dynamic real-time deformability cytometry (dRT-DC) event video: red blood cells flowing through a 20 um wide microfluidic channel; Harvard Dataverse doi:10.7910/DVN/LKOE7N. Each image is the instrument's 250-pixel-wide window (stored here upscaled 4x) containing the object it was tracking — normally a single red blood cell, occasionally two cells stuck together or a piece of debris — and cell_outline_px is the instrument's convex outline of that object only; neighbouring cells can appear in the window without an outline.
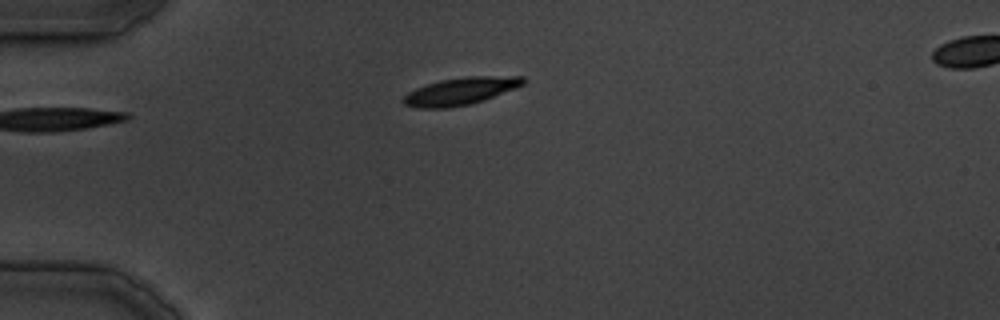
{"species": "common noctule bat (a hibernating species)", "species_latin": "Nyctalus noctula", "temperature_condition": "cold", "stored_images_in_passage": 29, "camera_frame_rate_fps": 3000, "um_per_image_px": 0.085, "animal": {"sex": "male", "body_mass_g": 19.5, "forearm_length_mm": 54.6}, "frame": {"image": 1, "passage_image": 1, "time_ms": 0.0, "image_size_px": [1000, 320], "cell_outline_px": [[528, 80], [524, 84], [516, 88], [484, 100], [468, 104], [448, 108], [420, 108], [404, 104], [400, 100], [408, 92], [416, 88], [440, 80], [464, 76], [524, 76]], "centroid_in_image_um": [39.17, 7.74], "position_along_channel_um": 45.8, "area_um2": 19.19}}
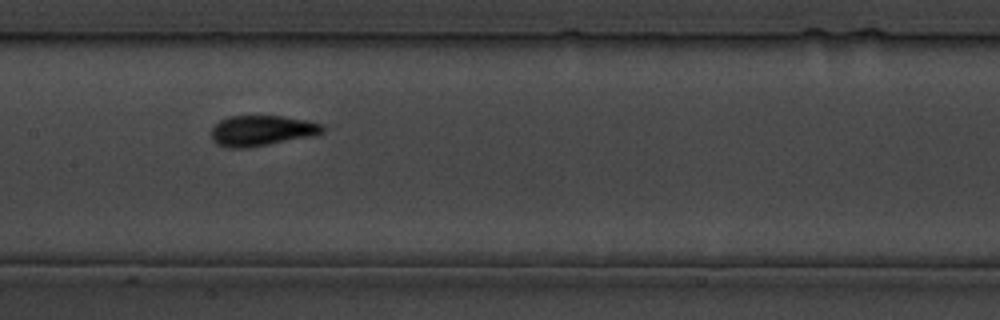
{"frame": {"image": 2, "passage_image": 9, "time_ms": 11.333, "image_size_px": [1000, 320], "cell_outline_px": [[324, 132], [316, 136], [248, 148], [228, 148], [216, 144], [212, 140], [212, 128], [220, 120], [232, 116], [284, 116], [308, 120], [324, 124]], "centroid_in_image_um": [22.31, 11.11], "position_along_channel_um": 185.1, "area_um2": 20.11}}
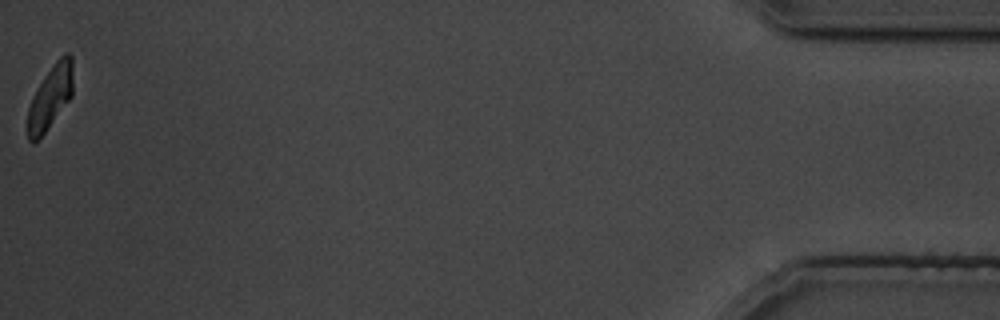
{"frame": {"image": 3, "passage_image": 29, "time_ms": 34.333, "image_size_px": [1000, 320], "cell_outline_px": [[72, 96], [44, 132], [32, 144], [28, 140], [28, 108], [44, 76], [56, 60], [64, 52], [68, 52], [72, 56]], "centroid_in_image_um": [4.3, 8.22], "position_along_channel_um": 430.9, "area_um2": 16.3}}